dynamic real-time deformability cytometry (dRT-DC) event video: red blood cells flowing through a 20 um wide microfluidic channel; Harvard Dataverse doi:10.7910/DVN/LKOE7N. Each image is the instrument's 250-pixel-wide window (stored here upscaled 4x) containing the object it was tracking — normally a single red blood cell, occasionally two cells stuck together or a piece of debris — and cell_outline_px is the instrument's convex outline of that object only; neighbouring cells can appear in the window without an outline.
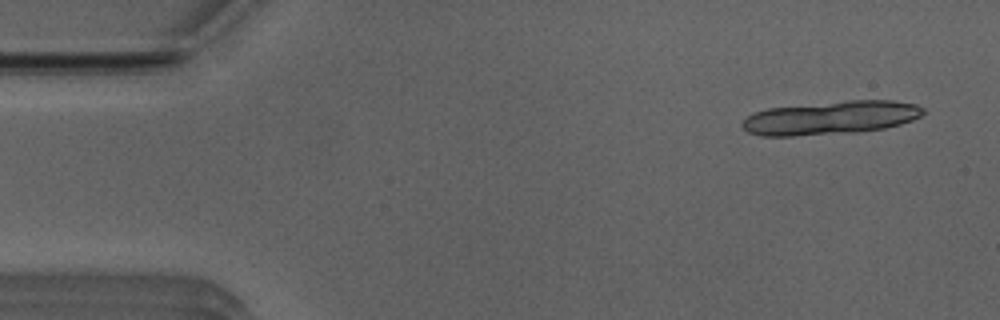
{"species": "Egyptian fruit bat (a non-hibernating species)", "species_latin": "Rousettus aegyptiacus", "temperature_condition": "room temperature", "stored_images_in_passage": 11, "camera_frame_rate_fps": 3000, "um_per_image_px": 0.085, "animal": {"sex": "male"}, "frame": {"image": 1, "passage_image": 1, "time_ms": 0.0, "image_size_px": [1000, 320], "cell_outline_px": [[924, 112], [920, 116], [912, 120], [900, 124], [884, 128], [856, 132], [792, 136], [760, 136], [748, 132], [740, 124], [752, 112], [768, 108], [848, 100], [892, 100], [916, 104], [924, 108]], "centroid_in_image_um": [70.59, 10.01], "position_along_channel_um": 14.4, "area_um2": 35.32}}